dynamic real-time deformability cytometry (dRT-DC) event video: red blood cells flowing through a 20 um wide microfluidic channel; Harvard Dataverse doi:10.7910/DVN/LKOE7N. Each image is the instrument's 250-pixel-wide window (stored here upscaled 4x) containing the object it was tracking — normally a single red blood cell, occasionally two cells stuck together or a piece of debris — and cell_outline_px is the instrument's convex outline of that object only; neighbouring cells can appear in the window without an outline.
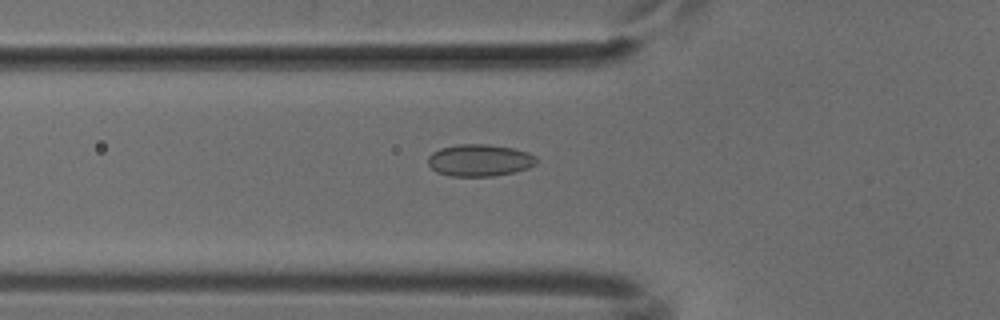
{"species": "common noctule bat (a hibernating species)", "species_latin": "Nyctalus noctula", "temperature_condition": "cold", "stored_images_in_passage": 51, "camera_frame_rate_fps": 3000, "um_per_image_px": 0.085, "animal": {"sex": "male", "body_mass_g": 18.8}, "frame": {"image": 1, "passage_image": 18, "time_ms": 5.667, "image_size_px": [1000, 320], "cell_outline_px": [[536, 164], [528, 168], [512, 172], [492, 176], [448, 176], [436, 172], [428, 164], [428, 156], [432, 152], [440, 148], [460, 144], [488, 144], [512, 148], [528, 152], [536, 156]], "centroid_in_image_um": [40.74, 13.62], "position_along_channel_um": 85.1, "area_um2": 20.23}}
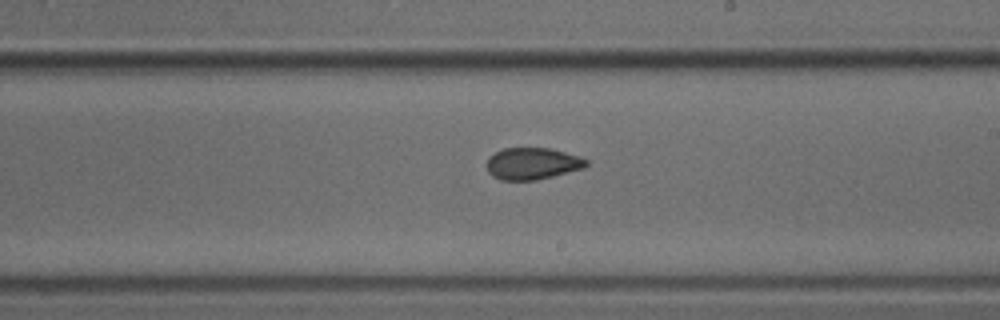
{"frame": {"image": 2, "passage_image": 30, "time_ms": 9.667, "image_size_px": [1000, 320], "cell_outline_px": [[588, 164], [584, 168], [536, 180], [500, 180], [492, 176], [488, 172], [488, 156], [504, 148], [548, 148], [580, 156], [588, 160]], "centroid_in_image_um": [45.25, 13.9], "position_along_channel_um": 243.7, "area_um2": 18.38}}
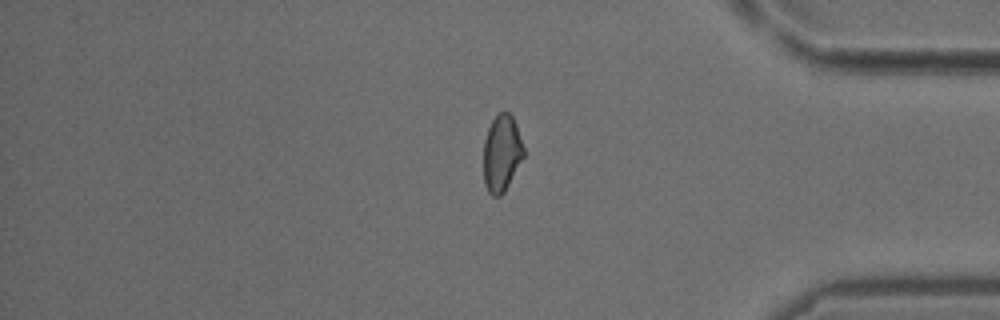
{"frame": {"image": 3, "passage_image": 43, "time_ms": 14.0, "image_size_px": [1000, 320], "cell_outline_px": [[524, 156], [504, 192], [500, 196], [492, 196], [488, 192], [484, 184], [484, 140], [488, 128], [492, 120], [500, 112], [508, 112], [512, 116], [516, 124], [524, 148]], "centroid_in_image_um": [42.64, 13.03], "position_along_channel_um": 392.6, "area_um2": 17.86}}